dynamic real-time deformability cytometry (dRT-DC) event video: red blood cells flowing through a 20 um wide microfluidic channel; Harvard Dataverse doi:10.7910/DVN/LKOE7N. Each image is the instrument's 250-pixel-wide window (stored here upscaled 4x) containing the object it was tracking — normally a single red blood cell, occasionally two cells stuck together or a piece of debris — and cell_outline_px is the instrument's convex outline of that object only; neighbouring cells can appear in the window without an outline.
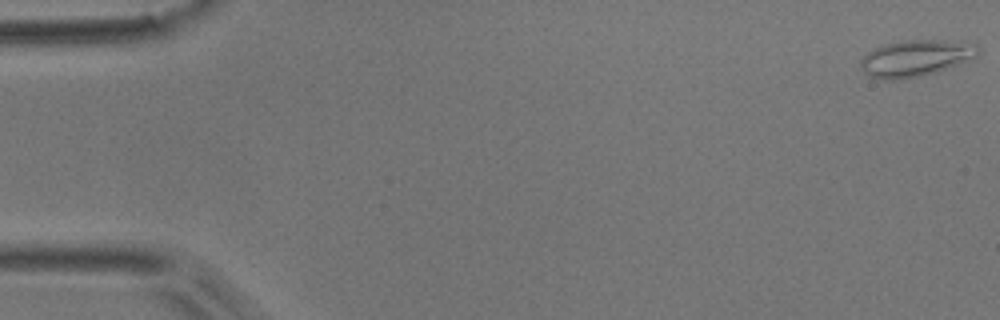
{"species": "common noctule bat (a hibernating species)", "species_latin": "Nyctalus noctula", "temperature_condition": "room temperature", "stored_images_in_passage": 55, "camera_frame_rate_fps": 3000, "um_per_image_px": 0.085, "animal": {"sex": "male", "body_mass_g": 17.9}, "frame": {"image": 1, "passage_image": 1, "time_ms": 0.0, "image_size_px": [1000, 320], "cell_outline_px": [[980, 52], [976, 56], [948, 68], [936, 72], [916, 76], [892, 80], [884, 80], [868, 76], [860, 68], [860, 60], [868, 52], [884, 44], [900, 40], [944, 40], [976, 44], [980, 48]], "centroid_in_image_um": [77.8, 4.93], "position_along_channel_um": 7.2, "area_um2": 24.8}}
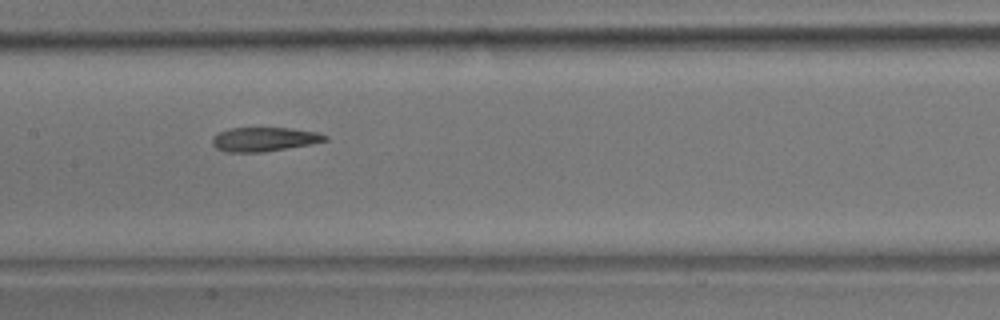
{"frame": {"image": 2, "passage_image": 27, "time_ms": 8.667, "image_size_px": [1000, 320], "cell_outline_px": [[328, 140], [312, 144], [264, 152], [224, 152], [216, 148], [212, 144], [212, 136], [228, 128], [292, 128], [316, 132], [328, 136]], "centroid_in_image_um": [22.44, 11.84], "position_along_channel_um": 185.0, "area_um2": 15.95}}
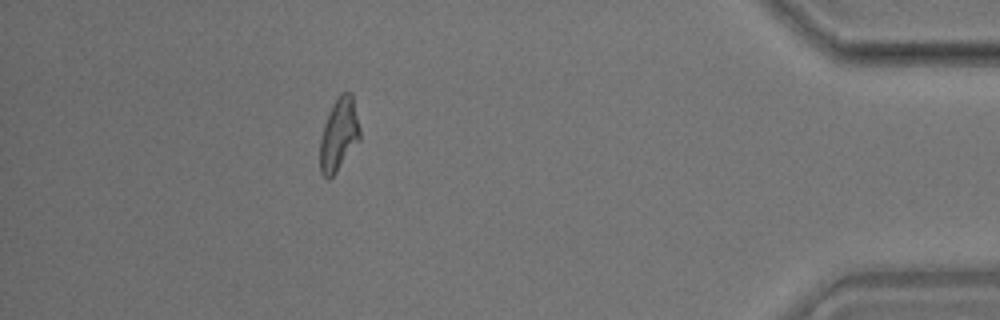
{"frame": {"image": 3, "passage_image": 49, "time_ms": 16.0, "image_size_px": [1000, 320], "cell_outline_px": [[360, 140], [336, 172], [328, 180], [320, 172], [320, 140], [324, 124], [340, 92], [352, 92], [360, 128]], "centroid_in_image_um": [28.82, 11.45], "position_along_channel_um": 406.4, "area_um2": 16.76}, "authors_computed_cell_mechanics": {"area_um2": 16.9354, "velocity_mm_per_s": 3.6995, "shape_relaxation_time_tau1_ms": 5.6339, "shape_relaxation_time_tau2_ms": 4.1022, "deformation_change_tau1": 0.2103, "deformation_change_tau2": 0.1464}}